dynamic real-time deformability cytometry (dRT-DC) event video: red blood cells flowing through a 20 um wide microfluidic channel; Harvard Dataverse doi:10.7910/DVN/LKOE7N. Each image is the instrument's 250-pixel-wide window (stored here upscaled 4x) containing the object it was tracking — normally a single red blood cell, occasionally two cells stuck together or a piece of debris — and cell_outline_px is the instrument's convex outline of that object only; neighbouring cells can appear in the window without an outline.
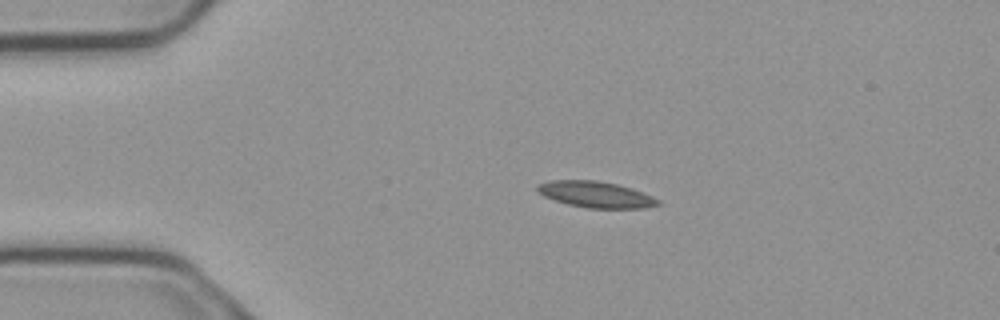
{"species": "common noctule bat (a hibernating species)", "species_latin": "Nyctalus noctula", "temperature_condition": "cold", "stored_images_in_passage": 6, "camera_frame_rate_fps": 3000, "um_per_image_px": 0.085, "animal": {"sex": "male", "body_mass_g": 23.1, "forearm_length_mm": 52.7}, "frame": {"image": 1, "passage_image": 4, "time_ms": 1.0, "image_size_px": [1000, 320], "cell_outline_px": [[660, 204], [644, 208], [588, 208], [568, 204], [544, 196], [536, 188], [540, 184], [552, 180], [596, 180], [616, 184], [632, 188], [652, 196], [660, 200]], "centroid_in_image_um": [50.68, 16.53], "position_along_channel_um": 34.3, "area_um2": 18.15}}
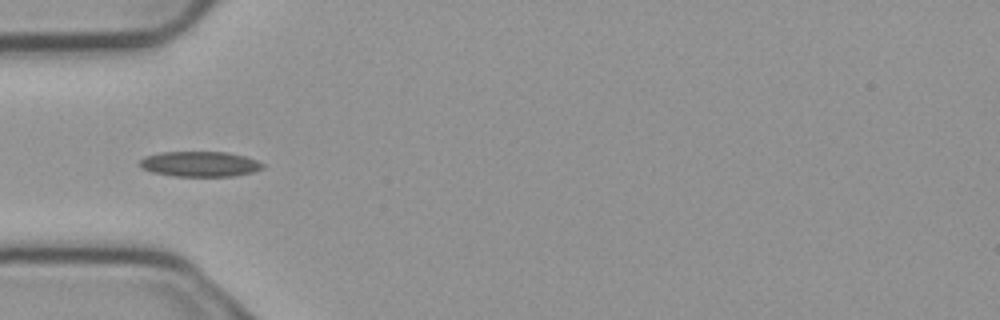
{"frame": {"image": 2, "passage_image": 5, "time_ms": 1.333, "image_size_px": [1000, 320], "cell_outline_px": [[264, 168], [252, 172], [232, 176], [172, 176], [152, 172], [140, 168], [140, 160], [144, 156], [160, 152], [228, 152], [244, 156], [256, 160], [264, 164]], "centroid_in_image_um": [16.96, 13.94], "position_along_channel_um": 68.0, "area_um2": 18.15}}
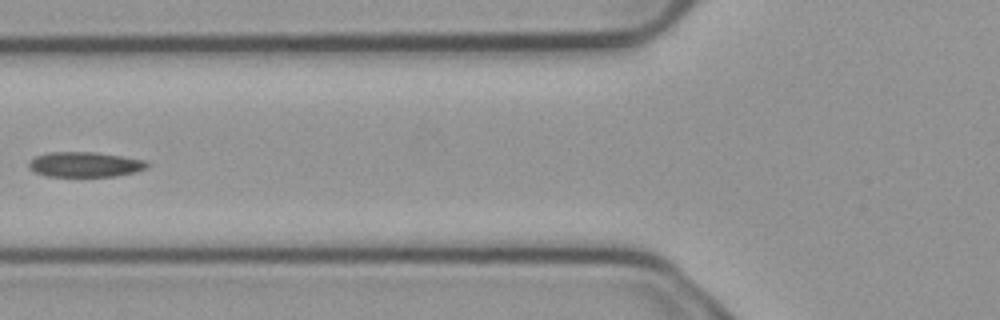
{"frame": {"image": 3, "passage_image": 6, "time_ms": 1.667, "image_size_px": [1000, 320], "cell_outline_px": [[148, 168], [116, 176], [48, 176], [36, 172], [28, 168], [28, 160], [36, 156], [48, 152], [96, 152], [144, 160], [148, 164]], "centroid_in_image_um": [7.17, 13.97], "position_along_channel_um": 118.6, "area_um2": 17.17}}